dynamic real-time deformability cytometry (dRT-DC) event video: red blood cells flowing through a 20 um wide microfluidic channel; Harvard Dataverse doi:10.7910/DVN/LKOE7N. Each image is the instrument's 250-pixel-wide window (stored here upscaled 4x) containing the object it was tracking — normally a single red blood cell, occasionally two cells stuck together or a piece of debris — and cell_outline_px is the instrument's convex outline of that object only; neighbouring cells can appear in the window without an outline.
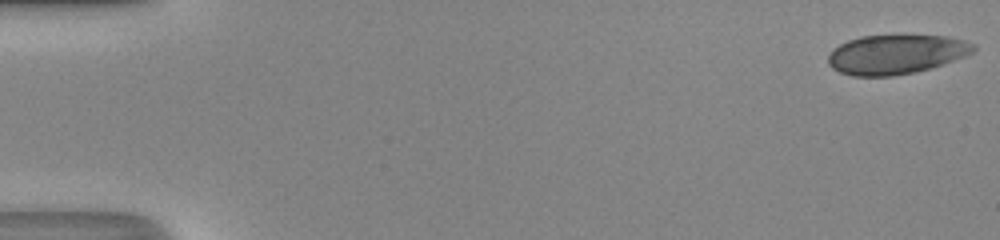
{"species": "human", "species_latin": "Homo sapiens", "temperature_condition": "room temperature", "stored_images_in_passage": 49, "camera_frame_rate_fps": 3000, "um_per_image_px": 0.085, "donor": {"sex": "male"}, "frame": {"image": 1, "passage_image": 1, "time_ms": 0.0, "image_size_px": [1000, 240], "cell_outline_px": [[976, 48], [972, 52], [964, 56], [944, 64], [912, 72], [892, 76], [852, 76], [840, 72], [832, 68], [828, 64], [828, 56], [840, 44], [848, 40], [860, 36], [948, 36], [964, 40], [976, 44]], "centroid_in_image_um": [76.16, 4.62], "position_along_channel_um": 8.8, "area_um2": 33.0}}
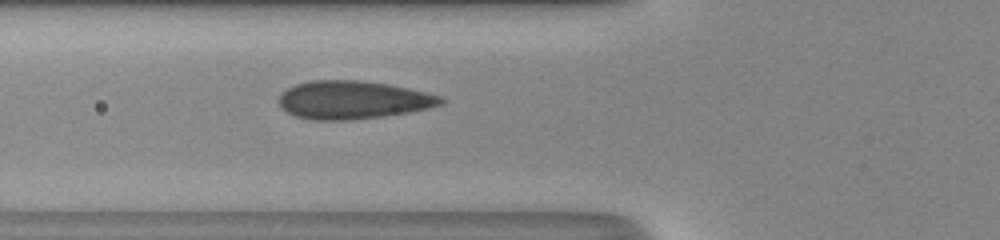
{"frame": {"image": 2, "passage_image": 19, "time_ms": 6.0, "image_size_px": [1000, 240], "cell_outline_px": [[444, 104], [428, 108], [408, 112], [384, 116], [352, 120], [312, 120], [296, 116], [280, 108], [280, 92], [296, 84], [312, 80], [360, 80], [388, 84], [408, 88], [440, 96], [444, 100]], "centroid_in_image_um": [29.98, 8.49], "position_along_channel_um": 95.8, "area_um2": 35.95}}
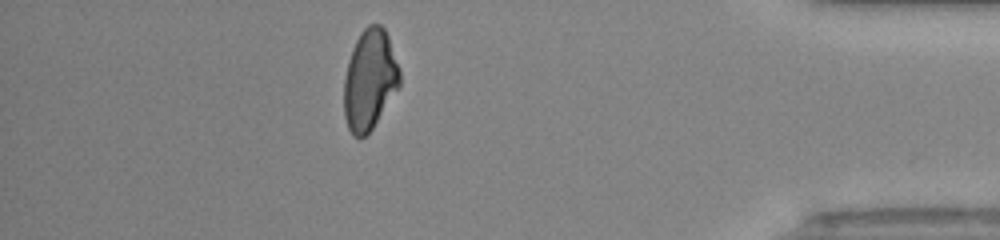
{"frame": {"image": 3, "passage_image": 43, "time_ms": 14.0, "image_size_px": [1000, 240], "cell_outline_px": [[400, 84], [372, 128], [364, 136], [352, 136], [348, 128], [344, 116], [344, 80], [348, 60], [352, 48], [360, 32], [368, 24], [380, 24], [384, 28], [388, 36], [400, 68]], "centroid_in_image_um": [31.41, 6.74], "position_along_channel_um": 403.8, "area_um2": 32.43}, "authors_computed_cell_mechanics": {"area_um2": 34.391, "velocity_mm_per_s": 4.3697, "shape_relaxation_time_tau1_ms": null, "shape_relaxation_time_tau2_ms": 0.5805, "deformation_change_tau1": null, "deformation_change_tau2": 0.0513}}